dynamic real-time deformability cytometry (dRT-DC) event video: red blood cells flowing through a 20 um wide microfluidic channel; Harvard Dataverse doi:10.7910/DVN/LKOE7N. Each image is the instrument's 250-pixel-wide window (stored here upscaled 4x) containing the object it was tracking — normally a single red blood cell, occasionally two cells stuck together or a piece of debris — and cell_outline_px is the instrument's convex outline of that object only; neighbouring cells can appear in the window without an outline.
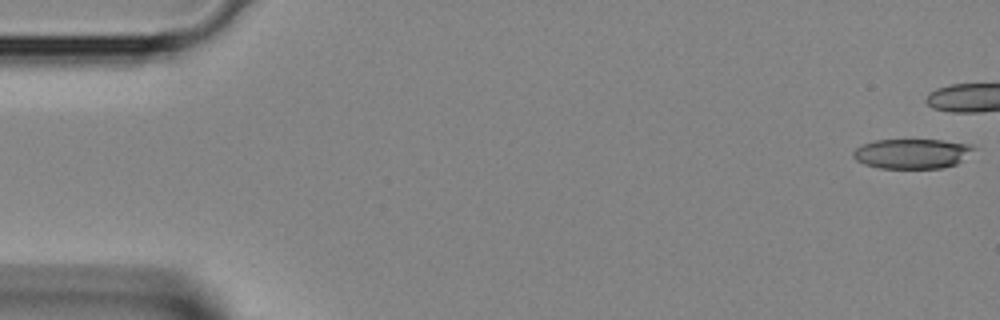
{"species": "Egyptian fruit bat (a non-hibernating species)", "species_latin": "Rousettus aegyptiacus", "temperature_condition": "room temperature", "stored_images_in_passage": 19, "camera_frame_rate_fps": 3000, "um_per_image_px": 0.085, "animal": {"sex": "female"}, "frame": {"image": 1, "passage_image": 1, "time_ms": 0.0, "image_size_px": [1000, 320], "cell_outline_px": [[976, 148], [956, 164], [944, 168], [880, 168], [864, 164], [856, 160], [852, 156], [852, 152], [856, 148], [864, 144], [876, 140], [940, 140], [972, 144]], "centroid_in_image_um": [77.52, 13.06], "position_along_channel_um": 7.5, "area_um2": 20.87}}
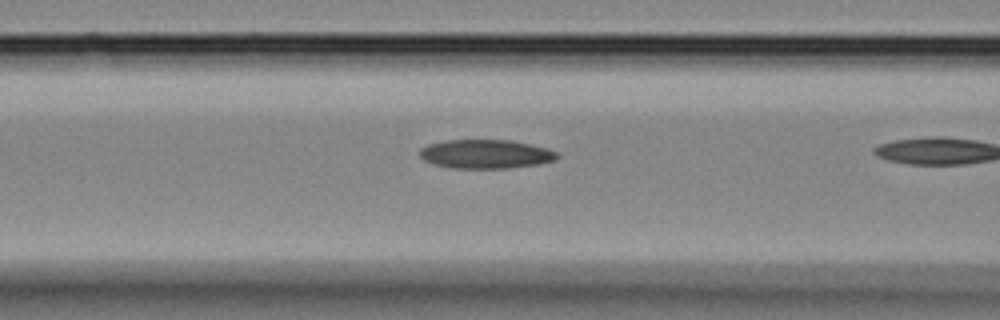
{"frame": {"image": 2, "passage_image": 16, "time_ms": 5.0, "image_size_px": [1000, 320], "cell_outline_px": [[560, 156], [556, 160], [540, 164], [508, 168], [452, 168], [432, 164], [424, 160], [420, 156], [420, 148], [428, 144], [444, 140], [512, 140], [548, 148], [556, 152]], "centroid_in_image_um": [41.29, 13.09], "position_along_channel_um": 125.3, "area_um2": 23.35}}